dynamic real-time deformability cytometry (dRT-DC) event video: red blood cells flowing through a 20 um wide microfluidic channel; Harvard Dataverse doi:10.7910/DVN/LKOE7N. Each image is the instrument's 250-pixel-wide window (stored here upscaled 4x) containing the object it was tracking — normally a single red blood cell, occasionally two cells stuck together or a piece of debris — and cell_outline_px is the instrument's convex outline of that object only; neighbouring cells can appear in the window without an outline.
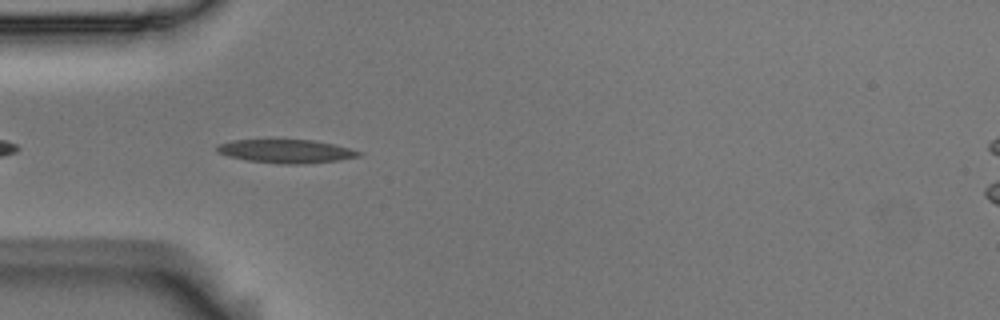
{"species": "Egyptian fruit bat (a non-hibernating species)", "species_latin": "Rousettus aegyptiacus", "temperature_condition": "room temperature", "stored_images_in_passage": 42, "camera_frame_rate_fps": 3000, "um_per_image_px": 0.085, "animal": {"sex": "male"}, "frame": {"image": 1, "passage_image": 3, "time_ms": 0.667, "image_size_px": [1000, 320], "cell_outline_px": [[360, 156], [336, 160], [304, 164], [280, 164], [248, 160], [228, 156], [216, 152], [216, 144], [232, 140], [312, 140], [332, 144], [348, 148], [360, 152]], "centroid_in_image_um": [24.24, 12.85], "position_along_channel_um": 60.8, "area_um2": 19.19}}
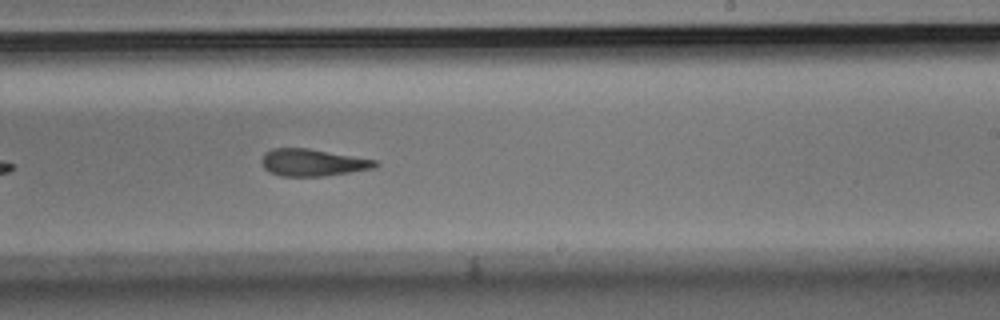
{"frame": {"image": 2, "passage_image": 20, "time_ms": 6.333, "image_size_px": [1000, 320], "cell_outline_px": [[380, 164], [376, 168], [324, 176], [280, 176], [268, 172], [264, 168], [264, 152], [272, 148], [308, 148], [380, 160]], "centroid_in_image_um": [26.65, 13.81], "position_along_channel_um": 262.3, "area_um2": 18.09}}
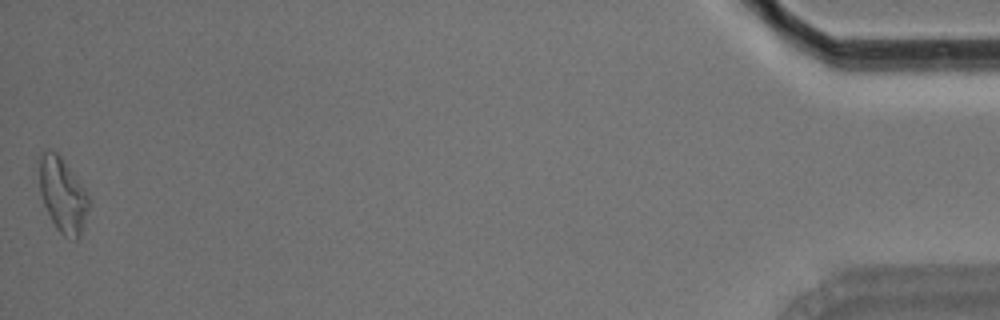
{"frame": {"image": 3, "passage_image": 42, "time_ms": 13.667, "image_size_px": [1000, 320], "cell_outline_px": [[88, 208], [84, 228], [80, 236], [76, 240], [72, 240], [64, 236], [56, 228], [44, 204], [40, 192], [36, 160], [48, 148], [56, 152], [60, 156], [84, 188], [88, 196]], "centroid_in_image_um": [5.29, 16.56], "position_along_channel_um": 429.9, "area_um2": 21.68}, "authors_computed_cell_mechanics": {"area_um2": 18.6983, "velocity_mm_per_s": 3.5882, "shape_relaxation_time_tau1_ms": 10.2381, "shape_relaxation_time_tau2_ms": 5.0809, "deformation_change_tau1": 0.214, "deformation_change_tau2": 0.1521}}